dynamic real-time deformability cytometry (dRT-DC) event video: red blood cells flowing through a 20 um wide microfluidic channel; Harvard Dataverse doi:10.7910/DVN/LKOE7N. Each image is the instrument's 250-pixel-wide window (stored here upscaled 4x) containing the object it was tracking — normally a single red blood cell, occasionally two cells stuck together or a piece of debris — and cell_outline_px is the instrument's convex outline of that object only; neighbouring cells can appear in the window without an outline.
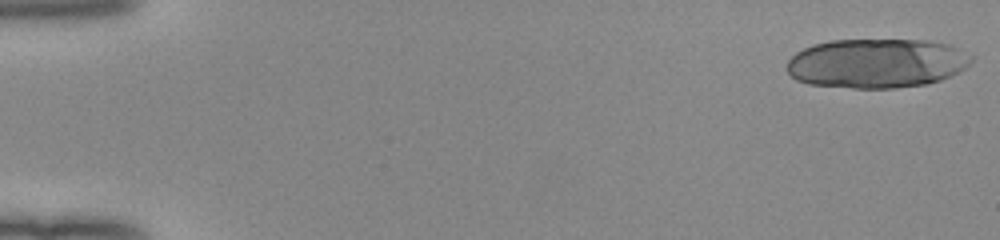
{"species": "human", "species_latin": "Homo sapiens", "temperature_condition": "room temperature", "stored_images_in_passage": 40, "camera_frame_rate_fps": 3000, "um_per_image_px": 0.085, "donor": {"sex": "female"}, "frame": {"image": 1, "passage_image": 1, "time_ms": 0.0, "image_size_px": [1000, 240], "cell_outline_px": [[972, 60], [960, 72], [940, 80], [928, 84], [896, 88], [852, 88], [808, 84], [796, 80], [788, 72], [788, 60], [796, 52], [812, 44], [828, 40], [928, 40], [948, 44], [972, 56]], "centroid_in_image_um": [74.5, 5.38], "position_along_channel_um": 10.5, "area_um2": 53.23}}